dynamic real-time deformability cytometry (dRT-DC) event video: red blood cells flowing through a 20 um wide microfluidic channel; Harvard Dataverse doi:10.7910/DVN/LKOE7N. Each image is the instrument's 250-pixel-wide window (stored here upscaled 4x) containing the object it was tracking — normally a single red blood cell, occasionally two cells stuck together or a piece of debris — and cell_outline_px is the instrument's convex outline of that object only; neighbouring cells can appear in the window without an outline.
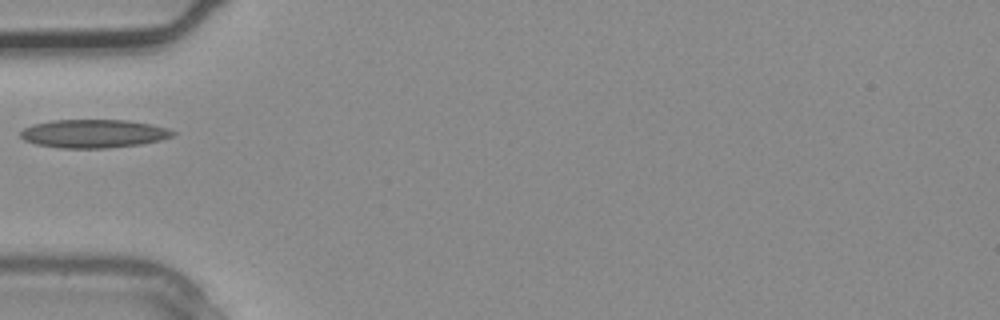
{"species": "common noctule bat (a hibernating species)", "species_latin": "Nyctalus noctula", "temperature_condition": "warm", "stored_images_in_passage": 1, "camera_frame_rate_fps": 3000, "um_per_image_px": 0.085, "animal": {"sex": "male", "body_mass_g": 20.4}, "frame": {"image": 1, "passage_image": 1, "time_ms": 0.0, "image_size_px": [1000, 320], "cell_outline_px": [[176, 132], [172, 136], [160, 140], [140, 144], [108, 148], [60, 148], [36, 144], [24, 140], [20, 136], [20, 132], [24, 128], [32, 124], [52, 120], [128, 120], [152, 124], [168, 128]], "centroid_in_image_um": [7.95, 11.35], "position_along_channel_um": 77.1, "area_um2": 25.26}}